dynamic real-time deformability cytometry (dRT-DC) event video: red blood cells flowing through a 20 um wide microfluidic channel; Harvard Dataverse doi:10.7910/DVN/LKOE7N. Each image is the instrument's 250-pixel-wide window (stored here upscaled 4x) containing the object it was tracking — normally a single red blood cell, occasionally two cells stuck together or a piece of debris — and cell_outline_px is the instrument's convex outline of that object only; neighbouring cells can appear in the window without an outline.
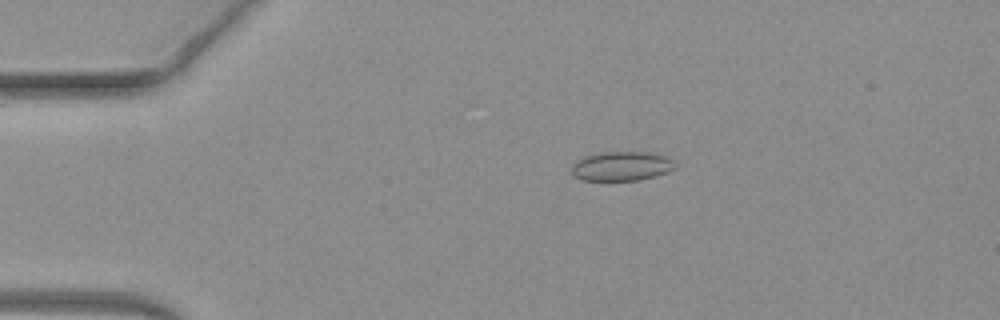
{"species": "common noctule bat (a hibernating species)", "species_latin": "Nyctalus noctula", "temperature_condition": "warm", "stored_images_in_passage": 52, "camera_frame_rate_fps": 3000, "um_per_image_px": 0.085, "animal": {"sex": "female", "body_mass_g": 19.3, "forearm_length_mm": 54.1}, "frame": {"image": 1, "passage_image": 11, "time_ms": 3.333, "image_size_px": [1000, 320], "cell_outline_px": [[676, 168], [668, 172], [656, 176], [636, 180], [580, 180], [572, 176], [572, 164], [584, 156], [600, 152], [648, 152], [664, 156], [672, 160], [676, 164]], "centroid_in_image_um": [52.82, 14.12], "position_along_channel_um": 32.2, "area_um2": 17.74}}
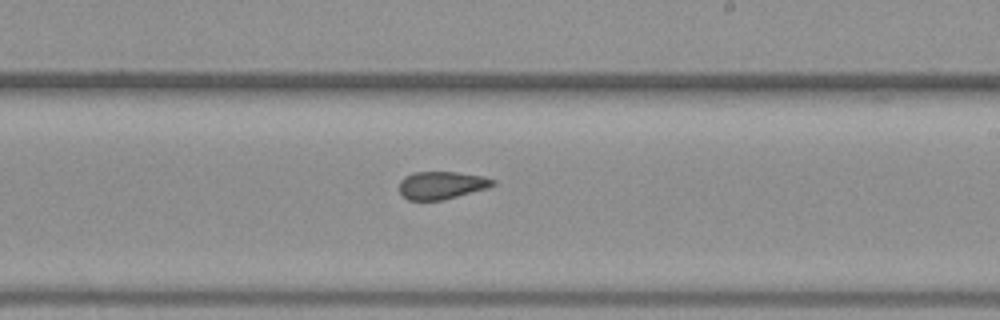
{"frame": {"image": 2, "passage_image": 31, "time_ms": 10.0, "image_size_px": [1000, 320], "cell_outline_px": [[496, 184], [488, 188], [444, 200], [408, 200], [400, 192], [400, 180], [404, 176], [412, 172], [456, 172], [484, 176], [496, 180]], "centroid_in_image_um": [37.56, 15.74], "position_along_channel_um": 251.4, "area_um2": 15.26}}
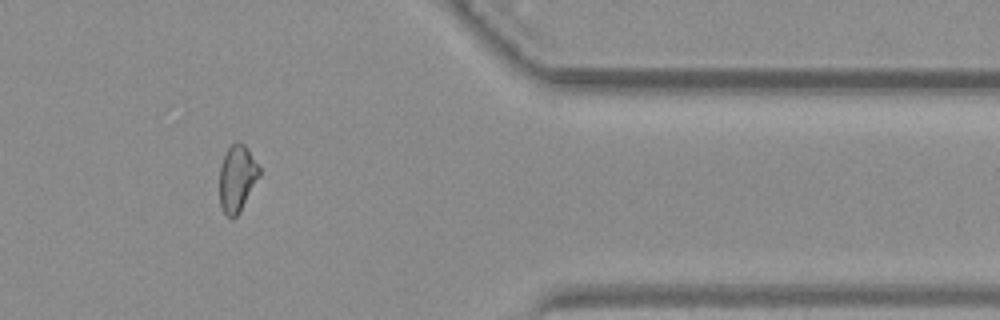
{"frame": {"image": 3, "passage_image": 43, "time_ms": 14.0, "image_size_px": [1000, 320], "cell_outline_px": [[260, 176], [240, 212], [232, 220], [224, 212], [220, 204], [220, 168], [224, 156], [228, 148], [236, 140], [244, 144], [248, 148], [260, 168]], "centroid_in_image_um": [20.17, 15.16], "position_along_channel_um": 391.2, "area_um2": 15.49}, "authors_computed_cell_mechanics": {"area_um2": 16.3574, "velocity_mm_per_s": 4.0541, "shape_relaxation_time_tau1_ms": null, "shape_relaxation_time_tau2_ms": 1.5324, "deformation_change_tau1": null, "deformation_change_tau2": 0.0803}}